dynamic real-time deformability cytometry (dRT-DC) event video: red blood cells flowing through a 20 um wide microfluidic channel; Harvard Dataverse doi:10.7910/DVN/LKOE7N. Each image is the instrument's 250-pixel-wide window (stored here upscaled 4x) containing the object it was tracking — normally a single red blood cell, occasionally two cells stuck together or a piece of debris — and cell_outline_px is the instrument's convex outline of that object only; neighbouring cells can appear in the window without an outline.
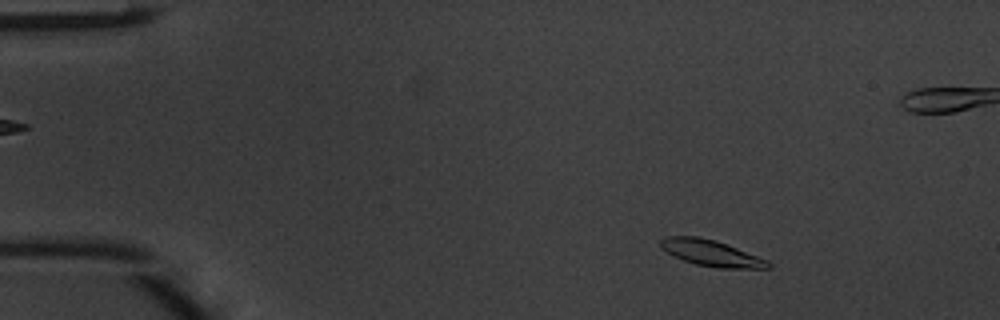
{"species": "common noctule bat (a hibernating species)", "species_latin": "Nyctalus noctula", "temperature_condition": "warm", "stored_images_in_passage": 49, "camera_frame_rate_fps": 3000, "um_per_image_px": 0.085, "animal": {"sex": "male", "body_mass_g": 20.1, "forearm_length_mm": 53.5}, "frame": {"image": 1, "passage_image": 6, "time_ms": 1.667, "image_size_px": [1000, 320], "cell_outline_px": [[772, 268], [720, 268], [696, 264], [684, 260], [660, 248], [660, 240], [664, 236], [696, 236], [716, 240], [768, 260], [772, 264]], "centroid_in_image_um": [60.46, 21.5], "position_along_channel_um": 24.5, "area_um2": 16.24}}
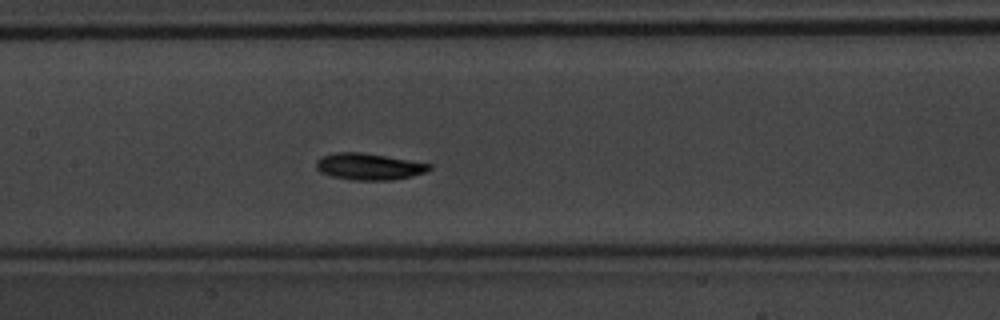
{"frame": {"image": 2, "passage_image": 23, "time_ms": 7.333, "image_size_px": [1000, 320], "cell_outline_px": [[432, 168], [424, 172], [412, 176], [392, 180], [352, 180], [332, 176], [320, 172], [316, 168], [316, 160], [320, 156], [336, 152], [364, 152], [432, 164]], "centroid_in_image_um": [31.33, 14.15], "position_along_channel_um": 176.1, "area_um2": 17.63}}
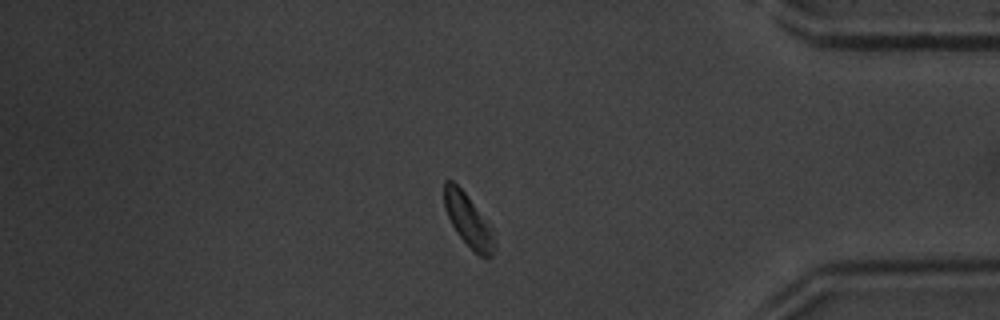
{"frame": {"image": 3, "passage_image": 41, "time_ms": 13.333, "image_size_px": [1000, 320], "cell_outline_px": [[496, 248], [492, 256], [480, 256], [456, 232], [444, 208], [444, 180], [452, 180], [464, 192], [488, 228], [496, 244]], "centroid_in_image_um": [39.73, 18.73], "position_along_channel_um": 395.5, "area_um2": 14.28}, "authors_computed_cell_mechanics": {"area_um2": 16.4152, "velocity_mm_per_s": 4.0953, "shape_relaxation_time_tau1_ms": 8.1835, "shape_relaxation_time_tau2_ms": null, "deformation_change_tau1": 0.3111, "deformation_change_tau2": null}}